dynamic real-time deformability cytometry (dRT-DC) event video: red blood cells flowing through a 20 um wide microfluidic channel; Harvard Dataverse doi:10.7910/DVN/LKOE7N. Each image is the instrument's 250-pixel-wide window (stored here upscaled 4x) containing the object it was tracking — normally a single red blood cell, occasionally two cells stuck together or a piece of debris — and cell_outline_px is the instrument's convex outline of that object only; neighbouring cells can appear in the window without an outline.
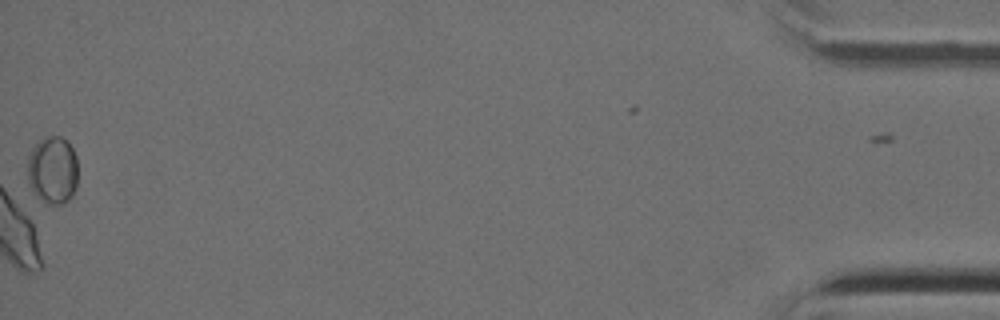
{"species": "Egyptian fruit bat (a non-hibernating species)", "species_latin": "Rousettus aegyptiacus", "temperature_condition": "cold", "stored_images_in_passage": 42, "camera_frame_rate_fps": 3000, "um_per_image_px": 0.085, "animal": {"sex": "female"}, "frame": {"image": 1, "passage_image": 41, "time_ms": 13.333, "image_size_px": [1000, 320], "cell_outline_px": [[76, 188], [72, 196], [68, 200], [60, 204], [52, 204], [36, 196], [28, 180], [28, 156], [32, 148], [40, 140], [48, 136], [60, 136], [72, 148], [76, 156]], "centroid_in_image_um": [4.47, 14.45], "position_along_channel_um": 430.7, "area_um2": 19.54}}